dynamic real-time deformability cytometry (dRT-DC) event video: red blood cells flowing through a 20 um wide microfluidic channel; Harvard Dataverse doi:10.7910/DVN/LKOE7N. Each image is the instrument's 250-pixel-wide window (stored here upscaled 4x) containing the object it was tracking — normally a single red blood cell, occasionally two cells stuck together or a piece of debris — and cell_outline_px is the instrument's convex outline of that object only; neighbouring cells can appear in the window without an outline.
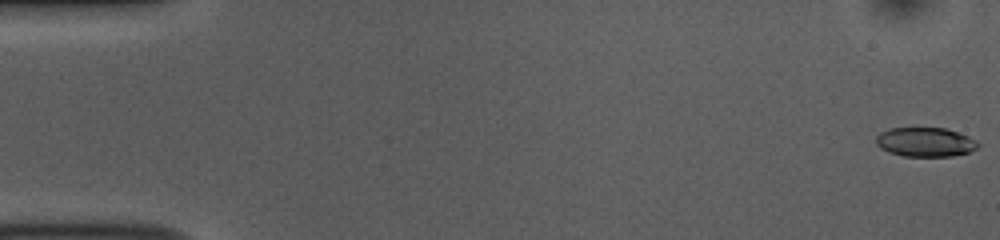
{"species": "common noctule bat (a hibernating species)", "species_latin": "Nyctalus noctula", "temperature_condition": "room temperature", "stored_images_in_passage": 52, "camera_frame_rate_fps": 3000, "um_per_image_px": 0.085, "animal": {"sex": "female", "body_mass_g": 10.0, "forearm_length_mm": 53.1}, "frame": {"image": 1, "passage_image": 1, "time_ms": 0.0, "image_size_px": [1000, 240], "cell_outline_px": [[980, 144], [976, 148], [968, 152], [952, 156], [904, 156], [888, 152], [880, 148], [876, 144], [876, 136], [880, 132], [888, 128], [944, 128], [968, 136], [976, 140]], "centroid_in_image_um": [78.61, 12.07], "position_along_channel_um": 6.4, "area_um2": 17.34}}
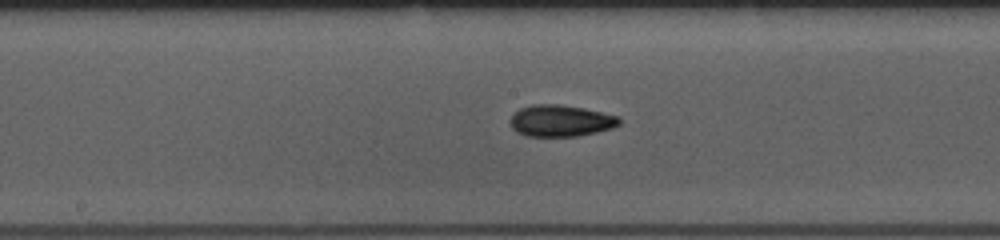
{"frame": {"image": 2, "passage_image": 27, "time_ms": 8.667, "image_size_px": [1000, 240], "cell_outline_px": [[620, 124], [612, 128], [596, 132], [576, 136], [528, 136], [516, 132], [508, 124], [508, 120], [520, 108], [532, 104], [560, 104], [584, 108], [620, 116]], "centroid_in_image_um": [47.64, 10.26], "position_along_channel_um": 200.6, "area_um2": 20.23}}
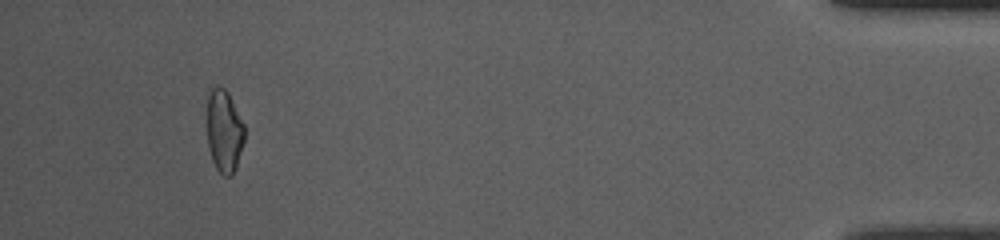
{"frame": {"image": 3, "passage_image": 49, "time_ms": 16.0, "image_size_px": [1000, 240], "cell_outline_px": [[244, 140], [236, 168], [232, 176], [224, 176], [216, 168], [212, 160], [208, 148], [208, 92], [212, 88], [224, 88], [228, 92], [244, 124]], "centroid_in_image_um": [19.06, 11.17], "position_along_channel_um": 416.1, "area_um2": 17.86}, "authors_computed_cell_mechanics": {"area_um2": 18.6405, "velocity_mm_per_s": 3.868, "shape_relaxation_time_tau1_ms": 2.5872, "shape_relaxation_time_tau2_ms": 2.6216, "deformation_change_tau1": 0.1324, "deformation_change_tau2": 0.0822}}